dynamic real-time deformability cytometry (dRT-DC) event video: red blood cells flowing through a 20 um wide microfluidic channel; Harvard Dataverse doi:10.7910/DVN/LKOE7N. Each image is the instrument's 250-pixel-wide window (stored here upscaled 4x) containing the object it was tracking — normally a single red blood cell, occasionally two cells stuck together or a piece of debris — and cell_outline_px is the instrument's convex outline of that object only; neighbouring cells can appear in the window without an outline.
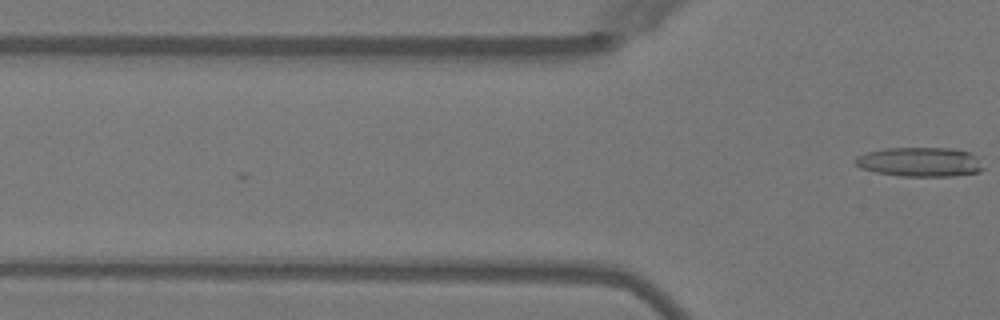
{"species": "Egyptian fruit bat (a non-hibernating species)", "species_latin": "Rousettus aegyptiacus", "temperature_condition": "warm", "stored_images_in_passage": 9, "camera_frame_rate_fps": 3000, "um_per_image_px": 0.085, "animal": {"sex": "female"}, "frame": {"image": 1, "passage_image": 9, "time_ms": 2.667, "image_size_px": [1000, 320], "cell_outline_px": [[984, 168], [980, 172], [952, 176], [900, 176], [876, 172], [860, 168], [856, 164], [856, 156], [868, 152], [888, 148], [952, 148], [972, 152], [976, 156]], "centroid_in_image_um": [78.23, 13.76], "position_along_channel_um": 47.6, "area_um2": 21.91}}